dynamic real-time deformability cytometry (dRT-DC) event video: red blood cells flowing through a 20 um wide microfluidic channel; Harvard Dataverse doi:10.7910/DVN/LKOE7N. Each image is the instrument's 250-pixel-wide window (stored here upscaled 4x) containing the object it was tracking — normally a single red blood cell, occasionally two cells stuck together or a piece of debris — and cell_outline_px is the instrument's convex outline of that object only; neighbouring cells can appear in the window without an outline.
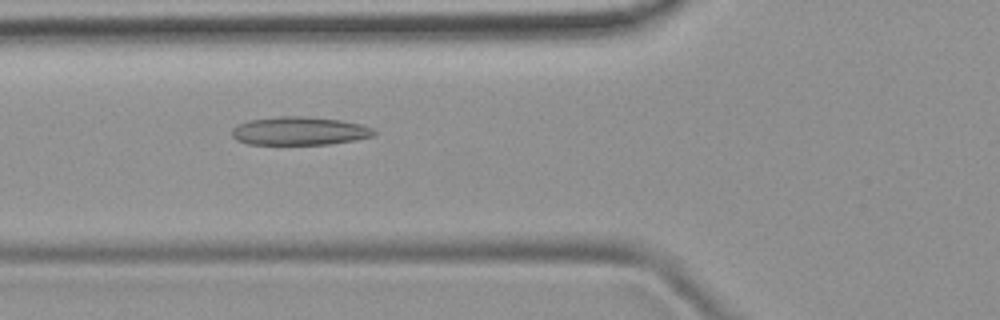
{"species": "common noctule bat (a hibernating species)", "species_latin": "Nyctalus noctula", "temperature_condition": "room temperature", "stored_images_in_passage": 38, "camera_frame_rate_fps": 3000, "um_per_image_px": 0.085, "animal": {"sex": "female", "body_mass_g": 19.9}, "frame": {"image": 1, "passage_image": 7, "time_ms": 2.0, "image_size_px": [1000, 320], "cell_outline_px": [[376, 132], [372, 136], [356, 140], [328, 144], [248, 144], [236, 140], [232, 136], [232, 128], [236, 124], [248, 120], [276, 116], [308, 116], [340, 120], [360, 124], [372, 128]], "centroid_in_image_um": [25.41, 11.12], "position_along_channel_um": 100.4, "area_um2": 23.58}}
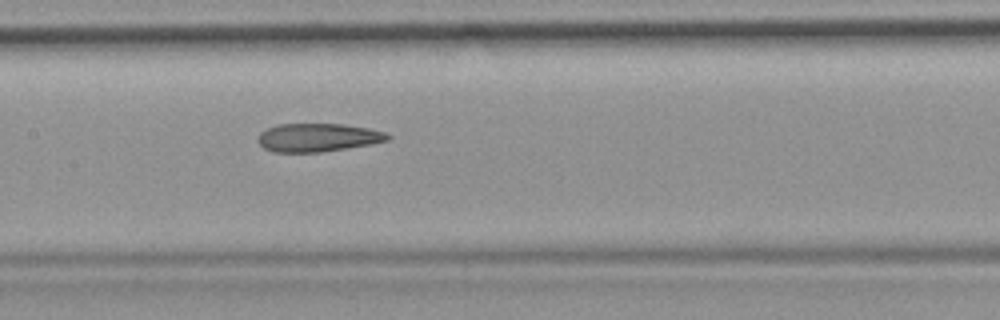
{"frame": {"image": 2, "passage_image": 13, "time_ms": 4.0, "image_size_px": [1000, 320], "cell_outline_px": [[392, 136], [388, 140], [372, 144], [320, 152], [272, 152], [264, 148], [256, 140], [260, 132], [276, 124], [344, 124], [368, 128], [384, 132]], "centroid_in_image_um": [26.99, 11.69], "position_along_channel_um": 180.4, "area_um2": 21.44}}
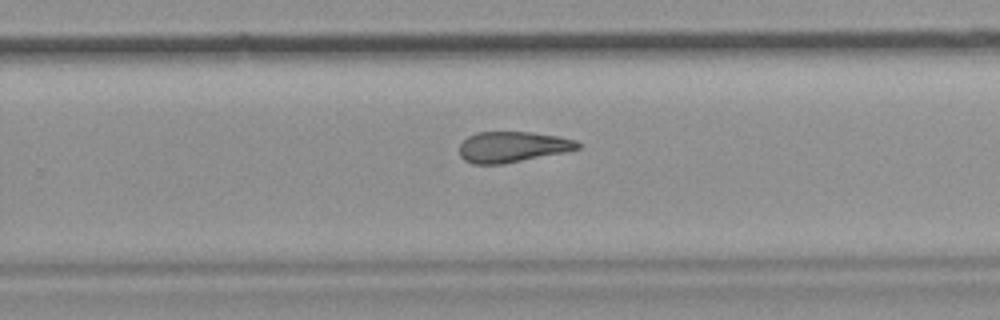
{"frame": {"image": 3, "passage_image": 21, "time_ms": 6.667, "image_size_px": [1000, 320], "cell_outline_px": [[580, 148], [564, 152], [500, 164], [472, 164], [464, 160], [460, 156], [460, 144], [468, 136], [476, 132], [532, 132], [556, 136], [576, 140], [580, 144]], "centroid_in_image_um": [43.52, 12.48], "position_along_channel_um": 286.3, "area_um2": 20.98}}